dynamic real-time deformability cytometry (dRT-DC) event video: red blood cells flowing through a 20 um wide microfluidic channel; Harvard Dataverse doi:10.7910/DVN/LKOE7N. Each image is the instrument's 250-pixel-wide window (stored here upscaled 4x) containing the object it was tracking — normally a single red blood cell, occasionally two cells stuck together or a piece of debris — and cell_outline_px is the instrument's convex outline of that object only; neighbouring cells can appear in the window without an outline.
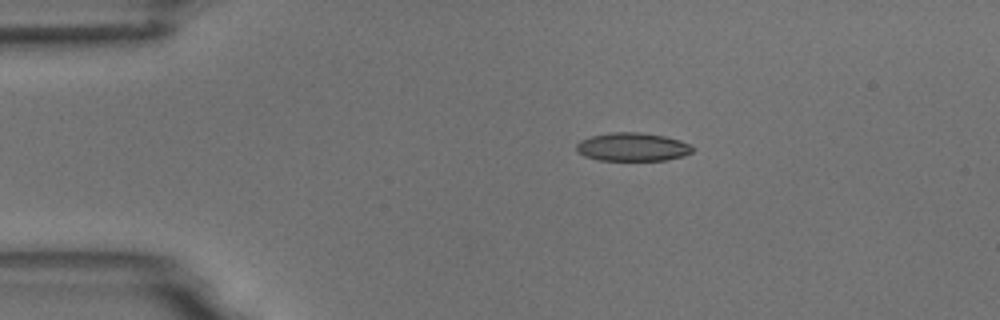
{"species": "common noctule bat (a hibernating species)", "species_latin": "Nyctalus noctula", "temperature_condition": "room temperature", "stored_images_in_passage": 5, "camera_frame_rate_fps": 3000, "um_per_image_px": 0.085, "animal": {"sex": "male", "body_mass_g": 18.8}, "frame": {"image": 1, "passage_image": 2, "time_ms": 1.333, "image_size_px": [1000, 320], "cell_outline_px": [[692, 152], [684, 156], [664, 160], [596, 160], [584, 156], [576, 152], [576, 144], [580, 140], [592, 136], [612, 132], [640, 132], [664, 136], [680, 140], [688, 144], [692, 148]], "centroid_in_image_um": [53.72, 12.49], "position_along_channel_um": 31.3, "area_um2": 19.19}}
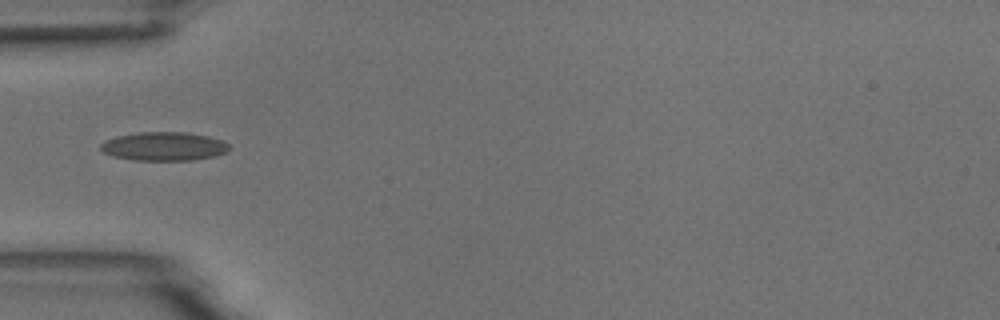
{"frame": {"image": 2, "passage_image": 4, "time_ms": 3.667, "image_size_px": [1000, 320], "cell_outline_px": [[228, 152], [216, 156], [192, 160], [132, 160], [112, 156], [104, 152], [100, 148], [100, 144], [104, 140], [116, 136], [140, 132], [184, 132], [208, 136], [224, 140], [228, 144]], "centroid_in_image_um": [13.93, 12.44], "position_along_channel_um": 71.1, "area_um2": 21.62}}